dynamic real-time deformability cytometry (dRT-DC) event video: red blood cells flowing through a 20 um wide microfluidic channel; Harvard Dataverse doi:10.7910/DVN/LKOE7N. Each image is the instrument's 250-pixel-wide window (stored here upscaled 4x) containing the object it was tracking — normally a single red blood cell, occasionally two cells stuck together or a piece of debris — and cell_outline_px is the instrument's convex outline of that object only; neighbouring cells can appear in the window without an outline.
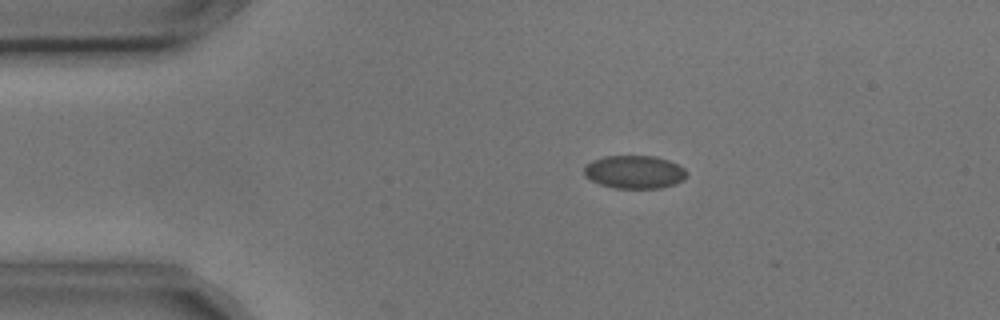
{"species": "common noctule bat (a hibernating species)", "species_latin": "Nyctalus noctula", "temperature_condition": "cold", "stored_images_in_passage": 7, "camera_frame_rate_fps": 3000, "um_per_image_px": 0.085, "animal": {"sex": "male", "body_mass_g": 17.9, "forearm_length_mm": 54.2}, "frame": {"image": 1, "passage_image": 2, "time_ms": 0.333, "image_size_px": [1000, 320], "cell_outline_px": [[688, 176], [684, 180], [676, 184], [660, 188], [616, 188], [600, 184], [584, 176], [584, 164], [592, 160], [604, 156], [656, 156], [668, 160], [684, 168], [688, 172]], "centroid_in_image_um": [53.94, 14.61], "position_along_channel_um": 31.1, "area_um2": 20.0}}
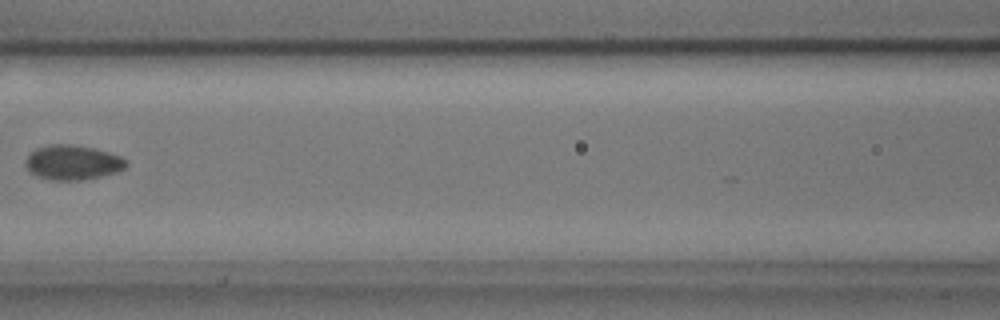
{"frame": {"image": 2, "passage_image": 6, "time_ms": 1.667, "image_size_px": [1000, 320], "cell_outline_px": [[128, 164], [124, 168], [116, 172], [100, 176], [80, 180], [52, 180], [36, 176], [24, 164], [28, 156], [36, 148], [48, 144], [72, 144], [96, 148], [120, 156], [128, 160]], "centroid_in_image_um": [6.19, 13.79], "position_along_channel_um": 160.4, "area_um2": 20.35}}